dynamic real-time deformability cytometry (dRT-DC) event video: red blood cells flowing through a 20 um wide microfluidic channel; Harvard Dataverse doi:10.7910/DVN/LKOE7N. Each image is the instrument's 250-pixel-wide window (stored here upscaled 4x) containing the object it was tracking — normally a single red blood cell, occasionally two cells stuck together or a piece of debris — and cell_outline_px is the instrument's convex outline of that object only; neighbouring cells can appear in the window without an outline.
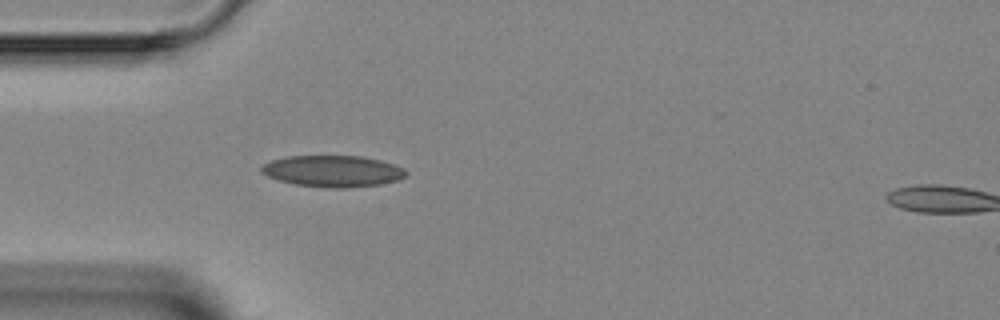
{"species": "Egyptian fruit bat (a non-hibernating species)", "species_latin": "Rousettus aegyptiacus", "temperature_condition": "room temperature", "stored_images_in_passage": 4, "camera_frame_rate_fps": 3000, "um_per_image_px": 0.085, "animal": {"sex": "female"}, "frame": {"image": 1, "passage_image": 4, "time_ms": 3.333, "image_size_px": [1000, 320], "cell_outline_px": [[408, 172], [404, 176], [396, 180], [380, 184], [344, 188], [324, 188], [296, 184], [280, 180], [268, 176], [260, 172], [260, 168], [264, 164], [272, 160], [288, 156], [364, 156], [380, 160], [404, 168]], "centroid_in_image_um": [28.28, 14.54], "position_along_channel_um": 56.7, "area_um2": 26.36}}